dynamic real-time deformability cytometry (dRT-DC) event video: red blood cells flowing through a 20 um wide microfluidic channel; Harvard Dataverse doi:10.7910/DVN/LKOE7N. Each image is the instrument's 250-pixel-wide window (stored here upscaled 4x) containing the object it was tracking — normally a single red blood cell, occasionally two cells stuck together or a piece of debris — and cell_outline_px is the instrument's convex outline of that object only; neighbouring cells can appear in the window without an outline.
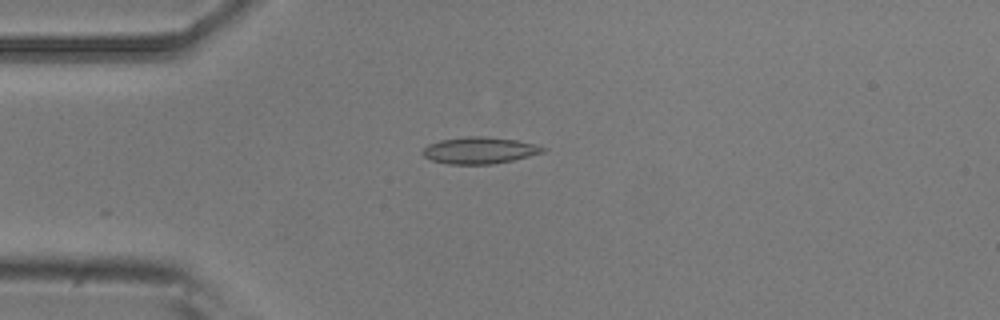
{"species": "common noctule bat (a hibernating species)", "species_latin": "Nyctalus noctula", "temperature_condition": "room temperature", "stored_images_in_passage": 8, "camera_frame_rate_fps": 3000, "um_per_image_px": 0.085, "animal": {"sex": "male", "body_mass_g": 20.5, "forearm_length_mm": 52.5}, "frame": {"image": 1, "passage_image": 4, "time_ms": 1.0, "image_size_px": [1000, 320], "cell_outline_px": [[548, 148], [544, 152], [512, 160], [492, 164], [448, 164], [432, 160], [424, 156], [424, 148], [428, 144], [440, 140], [468, 136], [488, 136], [516, 140], [536, 144]], "centroid_in_image_um": [40.79, 12.77], "position_along_channel_um": 44.2, "area_um2": 18.61}}
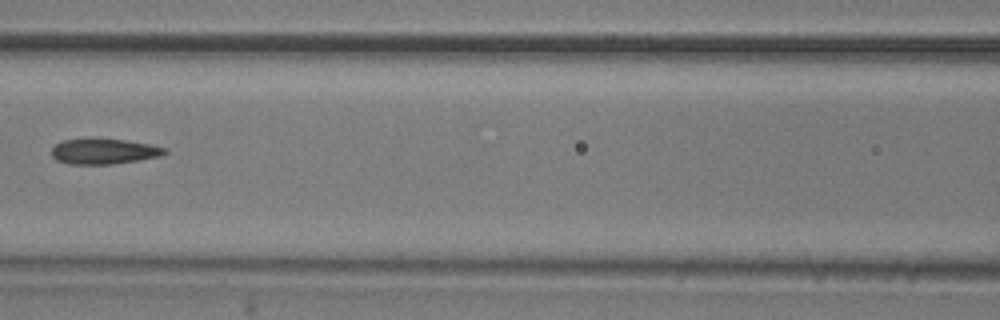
{"frame": {"image": 2, "passage_image": 7, "time_ms": 2.0, "image_size_px": [1000, 320], "cell_outline_px": [[168, 152], [160, 156], [112, 164], [68, 164], [56, 160], [52, 156], [52, 148], [60, 140], [124, 140], [152, 144], [168, 148]], "centroid_in_image_um": [8.86, 12.88], "position_along_channel_um": 157.7, "area_um2": 16.47}}
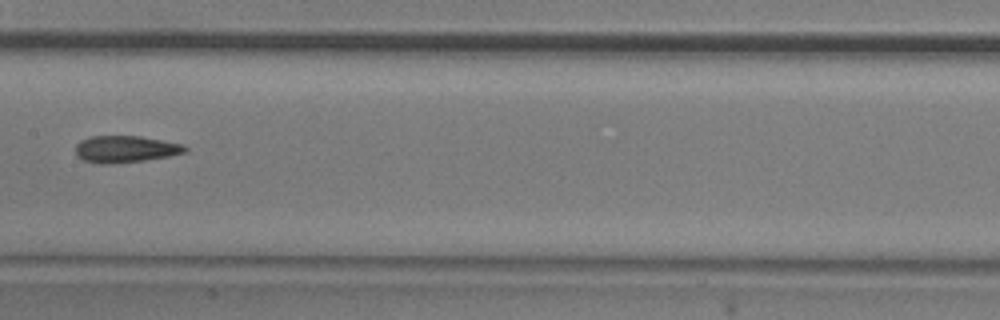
{"frame": {"image": 3, "passage_image": 8, "time_ms": 2.333, "image_size_px": [1000, 320], "cell_outline_px": [[188, 152], [168, 156], [144, 160], [104, 164], [100, 164], [84, 160], [76, 156], [76, 144], [80, 140], [88, 136], [140, 136], [184, 144], [188, 148]], "centroid_in_image_um": [10.66, 12.66], "position_along_channel_um": 196.7, "area_um2": 17.17}}